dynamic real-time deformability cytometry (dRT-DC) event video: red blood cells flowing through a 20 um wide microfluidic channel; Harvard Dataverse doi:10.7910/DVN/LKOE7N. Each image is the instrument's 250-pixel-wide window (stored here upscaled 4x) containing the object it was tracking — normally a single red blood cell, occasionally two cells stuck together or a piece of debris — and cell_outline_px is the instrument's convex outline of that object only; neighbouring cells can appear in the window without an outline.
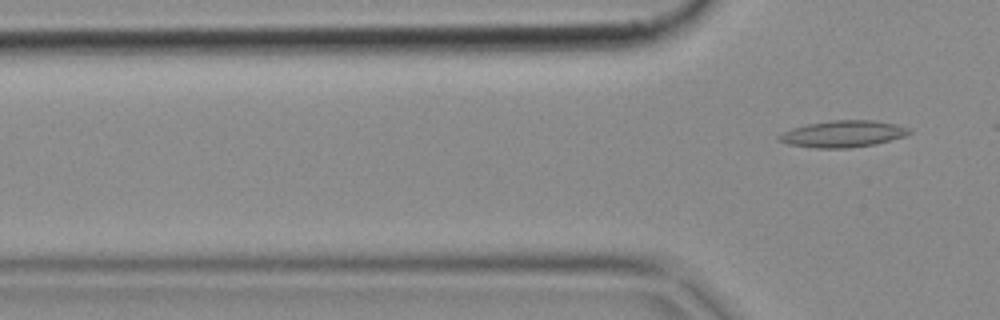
{"species": "common noctule bat (a hibernating species)", "species_latin": "Nyctalus noctula", "temperature_condition": "cold", "stored_images_in_passage": 3, "camera_frame_rate_fps": 3000, "um_per_image_px": 0.085, "animal": {"sex": "female", "body_mass_g": 18.4}, "frame": {"image": 1, "passage_image": 3, "time_ms": 0.667, "image_size_px": [1000, 320], "cell_outline_px": [[912, 132], [904, 136], [876, 144], [848, 148], [816, 148], [788, 144], [776, 140], [776, 136], [792, 128], [808, 124], [832, 120], [872, 120], [896, 124], [908, 128]], "centroid_in_image_um": [71.62, 11.38], "position_along_channel_um": 54.2, "area_um2": 20.17}}